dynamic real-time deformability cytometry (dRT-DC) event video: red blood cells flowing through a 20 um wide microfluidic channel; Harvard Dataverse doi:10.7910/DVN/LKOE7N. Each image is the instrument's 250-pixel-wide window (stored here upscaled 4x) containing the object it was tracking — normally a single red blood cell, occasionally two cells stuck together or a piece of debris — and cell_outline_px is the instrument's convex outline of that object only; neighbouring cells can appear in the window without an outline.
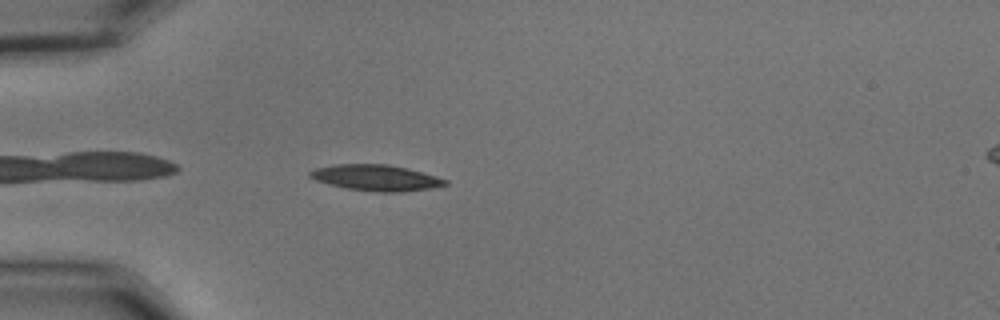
{"species": "common noctule bat (a hibernating species)", "species_latin": "Nyctalus noctula", "temperature_condition": "cold", "stored_images_in_passage": 7, "camera_frame_rate_fps": 3000, "um_per_image_px": 0.085, "animal": {"sex": "male", "body_mass_g": 15.6}, "frame": {"image": 1, "passage_image": 2, "time_ms": 0.333, "image_size_px": [1000, 320], "cell_outline_px": [[448, 184], [432, 188], [404, 192], [380, 192], [344, 188], [328, 184], [316, 180], [308, 176], [308, 172], [316, 168], [336, 164], [388, 164], [408, 168], [436, 176], [448, 180]], "centroid_in_image_um": [31.97, 15.11], "position_along_channel_um": 53.0, "area_um2": 20.58}}